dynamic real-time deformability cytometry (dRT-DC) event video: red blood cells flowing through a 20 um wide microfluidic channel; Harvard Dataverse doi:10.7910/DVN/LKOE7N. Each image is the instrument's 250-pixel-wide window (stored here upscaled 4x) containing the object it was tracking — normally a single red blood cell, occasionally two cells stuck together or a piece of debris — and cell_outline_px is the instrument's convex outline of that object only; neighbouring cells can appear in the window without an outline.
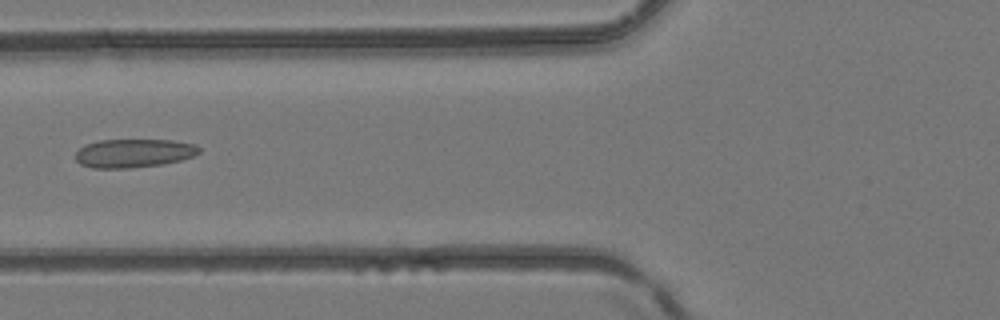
{"species": "common noctule bat (a hibernating species)", "species_latin": "Nyctalus noctula", "temperature_condition": "room temperature", "stored_images_in_passage": 5, "camera_frame_rate_fps": 3000, "um_per_image_px": 0.085, "animal": {"sex": "female", "body_mass_g": 24.6, "forearm_length_mm": 56.2}, "frame": {"image": 1, "passage_image": 5, "time_ms": 1.333, "image_size_px": [1000, 320], "cell_outline_px": [[200, 152], [192, 156], [180, 160], [164, 164], [128, 168], [92, 168], [80, 164], [76, 160], [76, 152], [84, 144], [100, 140], [172, 140], [196, 144], [200, 148]], "centroid_in_image_um": [11.36, 13.02], "position_along_channel_um": 114.4, "area_um2": 20.63}}